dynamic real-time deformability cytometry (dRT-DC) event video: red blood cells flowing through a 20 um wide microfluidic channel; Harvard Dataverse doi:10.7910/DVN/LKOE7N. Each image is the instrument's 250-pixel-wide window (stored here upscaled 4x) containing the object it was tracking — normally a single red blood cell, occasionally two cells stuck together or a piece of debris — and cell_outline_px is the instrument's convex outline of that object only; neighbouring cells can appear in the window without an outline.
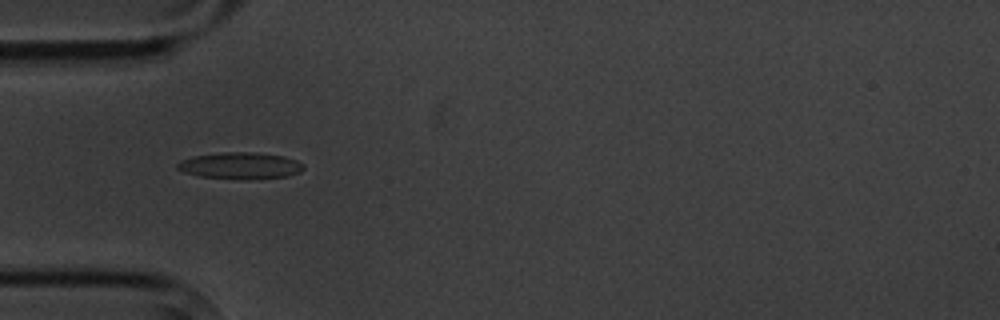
{"species": "common noctule bat (a hibernating species)", "species_latin": "Nyctalus noctula", "temperature_condition": "cold", "stored_images_in_passage": 5, "camera_frame_rate_fps": 3000, "um_per_image_px": 0.085, "animal": {"sex": "male", "body_mass_g": 20.1, "forearm_length_mm": 53.5}, "frame": {"image": 1, "passage_image": 4, "time_ms": 4.333, "image_size_px": [1000, 320], "cell_outline_px": [[304, 168], [300, 172], [288, 176], [200, 176], [184, 172], [176, 168], [176, 164], [180, 160], [192, 156], [224, 152], [252, 152], [284, 156], [296, 160], [304, 164]], "centroid_in_image_um": [20.4, 14.01], "position_along_channel_um": 64.6, "area_um2": 18.44}}
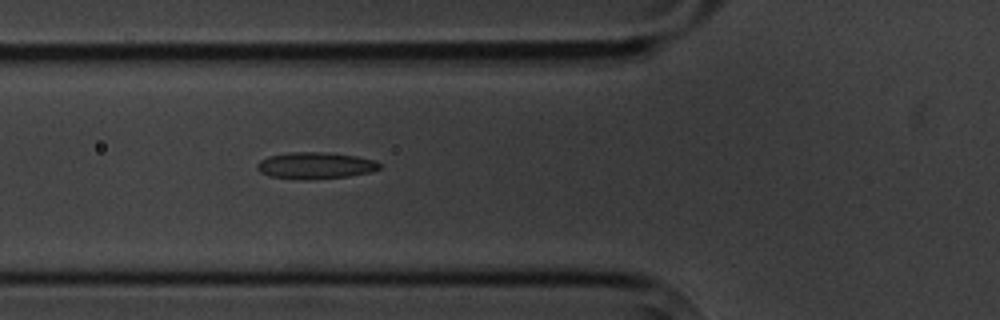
{"frame": {"image": 2, "passage_image": 5, "time_ms": 5.333, "image_size_px": [1000, 320], "cell_outline_px": [[380, 168], [372, 172], [348, 176], [304, 180], [300, 180], [268, 176], [260, 172], [256, 168], [256, 164], [260, 160], [268, 156], [288, 152], [324, 152], [356, 156], [376, 160], [380, 164]], "centroid_in_image_um": [26.77, 14.07], "position_along_channel_um": 99.0, "area_um2": 19.19}}